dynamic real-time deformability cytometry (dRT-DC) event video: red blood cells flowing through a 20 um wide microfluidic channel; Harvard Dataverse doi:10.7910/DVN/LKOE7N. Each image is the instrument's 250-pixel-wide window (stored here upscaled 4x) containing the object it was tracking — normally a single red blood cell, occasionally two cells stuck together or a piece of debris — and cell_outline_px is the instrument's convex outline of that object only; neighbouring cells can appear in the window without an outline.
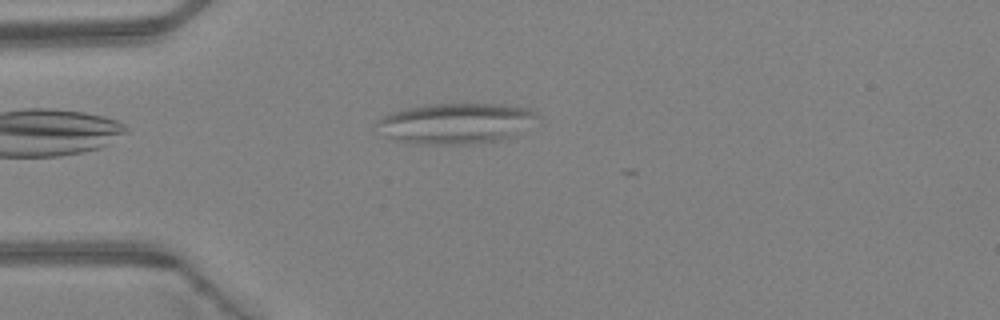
{"species": "Egyptian fruit bat (a non-hibernating species)", "species_latin": "Rousettus aegyptiacus", "temperature_condition": "warm", "stored_images_in_passage": 2, "camera_frame_rate_fps": 3000, "um_per_image_px": 0.085, "animal": {"sex": "female"}, "frame": {"image": 1, "passage_image": 1, "time_ms": 0.0, "image_size_px": [1000, 320], "cell_outline_px": [[540, 116], [512, 136], [500, 140], [476, 144], [416, 144], [392, 140], [372, 124], [376, 120], [392, 112], [424, 104], [504, 104], [528, 108], [536, 112]], "centroid_in_image_um": [38.69, 10.49], "position_along_channel_um": 46.3, "area_um2": 38.15}}